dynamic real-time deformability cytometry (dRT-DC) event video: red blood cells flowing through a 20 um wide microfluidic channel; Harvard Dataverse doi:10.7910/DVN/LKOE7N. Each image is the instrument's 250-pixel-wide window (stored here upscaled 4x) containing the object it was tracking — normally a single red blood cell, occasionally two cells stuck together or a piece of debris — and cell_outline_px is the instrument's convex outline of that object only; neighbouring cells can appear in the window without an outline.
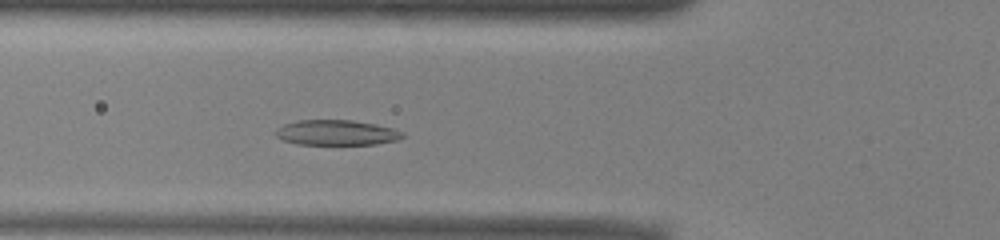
{"species": "common noctule bat (a hibernating species)", "species_latin": "Nyctalus noctula", "temperature_condition": "warm", "stored_images_in_passage": 45, "camera_frame_rate_fps": 3000, "um_per_image_px": 0.085, "animal": {"sex": "male", "body_mass_g": 13.0, "forearm_length_mm": 53.1}, "frame": {"image": 1, "passage_image": 12, "time_ms": 3.667, "image_size_px": [1000, 240], "cell_outline_px": [[404, 136], [400, 140], [376, 144], [296, 144], [284, 140], [276, 136], [272, 132], [276, 128], [284, 124], [300, 120], [352, 120], [376, 124], [392, 128], [404, 132]], "centroid_in_image_um": [28.6, 11.27], "position_along_channel_um": 97.2, "area_um2": 18.79}}
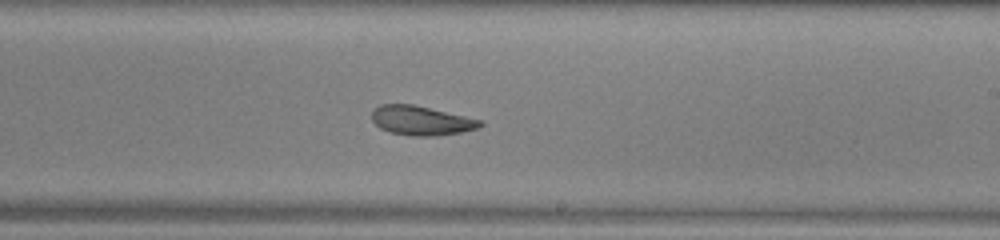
{"frame": {"image": 2, "passage_image": 24, "time_ms": 7.667, "image_size_px": [1000, 240], "cell_outline_px": [[484, 124], [476, 128], [460, 132], [436, 136], [412, 136], [392, 132], [380, 128], [372, 120], [372, 112], [380, 104], [412, 104], [484, 120]], "centroid_in_image_um": [35.82, 10.24], "position_along_channel_um": 253.2, "area_um2": 18.38}}
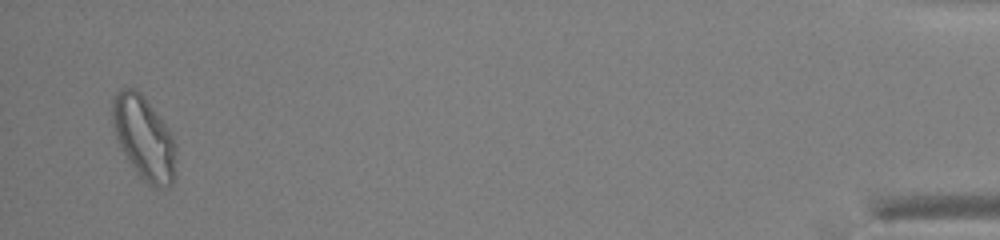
{"frame": {"image": 3, "passage_image": 44, "time_ms": 14.333, "image_size_px": [1000, 240], "cell_outline_px": [[176, 176], [172, 184], [160, 188], [152, 188], [136, 172], [124, 152], [116, 136], [112, 124], [112, 100], [116, 92], [120, 88], [136, 88], [144, 96], [168, 128], [176, 144]], "centroid_in_image_um": [12.26, 11.73], "position_along_channel_um": 422.9, "area_um2": 30.98}, "authors_computed_cell_mechanics": {"area_um2": 20.9236, "velocity_mm_per_s": 3.9074, "shape_relaxation_time_tau1_ms": null, "shape_relaxation_time_tau2_ms": 3.8953, "deformation_change_tau1": null, "deformation_change_tau2": 0.1093}}